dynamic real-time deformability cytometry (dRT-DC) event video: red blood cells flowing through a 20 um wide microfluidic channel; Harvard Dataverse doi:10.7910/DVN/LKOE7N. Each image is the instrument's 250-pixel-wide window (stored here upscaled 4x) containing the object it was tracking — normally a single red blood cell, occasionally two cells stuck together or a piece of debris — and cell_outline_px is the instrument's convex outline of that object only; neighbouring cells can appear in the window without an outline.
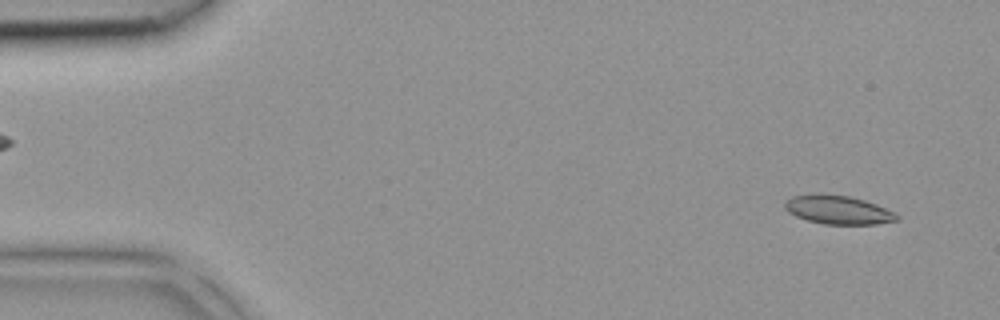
{"species": "common noctule bat (a hibernating species)", "species_latin": "Nyctalus noctula", "temperature_condition": "room temperature", "stored_images_in_passage": 40, "camera_frame_rate_fps": 3000, "um_per_image_px": 0.085, "animal": {"sex": "female", "body_mass_g": 18.4}, "frame": {"image": 1, "passage_image": 2, "time_ms": 0.333, "image_size_px": [1000, 320], "cell_outline_px": [[900, 220], [876, 224], [824, 224], [808, 220], [796, 216], [788, 212], [784, 208], [784, 204], [792, 196], [812, 192], [824, 192], [848, 196], [864, 200], [876, 204], [900, 216]], "centroid_in_image_um": [71.2, 17.81], "position_along_channel_um": 13.8, "area_um2": 18.96}}
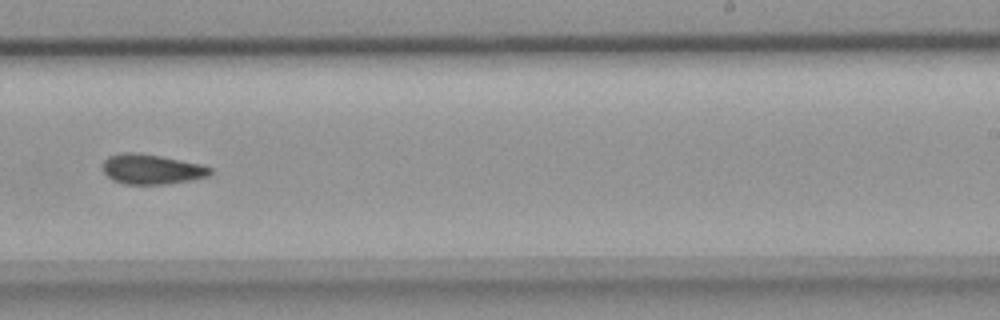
{"frame": {"image": 2, "passage_image": 25, "time_ms": 8.0, "image_size_px": [1000, 320], "cell_outline_px": [[212, 172], [208, 176], [188, 180], [164, 184], [124, 184], [112, 180], [100, 168], [104, 160], [108, 156], [120, 152], [140, 152], [200, 164], [212, 168]], "centroid_in_image_um": [12.82, 14.37], "position_along_channel_um": 276.2, "area_um2": 18.84}}
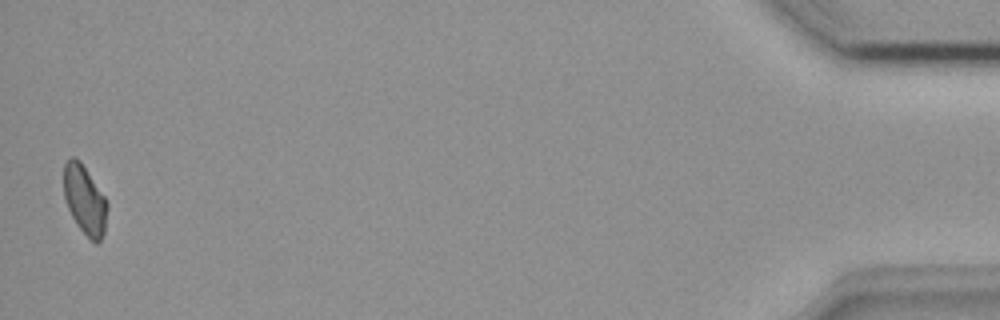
{"frame": {"image": 3, "passage_image": 40, "time_ms": 13.0, "image_size_px": [1000, 320], "cell_outline_px": [[108, 208], [104, 232], [100, 240], [96, 244], [76, 224], [68, 208], [64, 196], [64, 164], [68, 156], [72, 156], [80, 160], [104, 196], [108, 204]], "centroid_in_image_um": [7.19, 16.96], "position_along_channel_um": 428.0, "area_um2": 17.4}}